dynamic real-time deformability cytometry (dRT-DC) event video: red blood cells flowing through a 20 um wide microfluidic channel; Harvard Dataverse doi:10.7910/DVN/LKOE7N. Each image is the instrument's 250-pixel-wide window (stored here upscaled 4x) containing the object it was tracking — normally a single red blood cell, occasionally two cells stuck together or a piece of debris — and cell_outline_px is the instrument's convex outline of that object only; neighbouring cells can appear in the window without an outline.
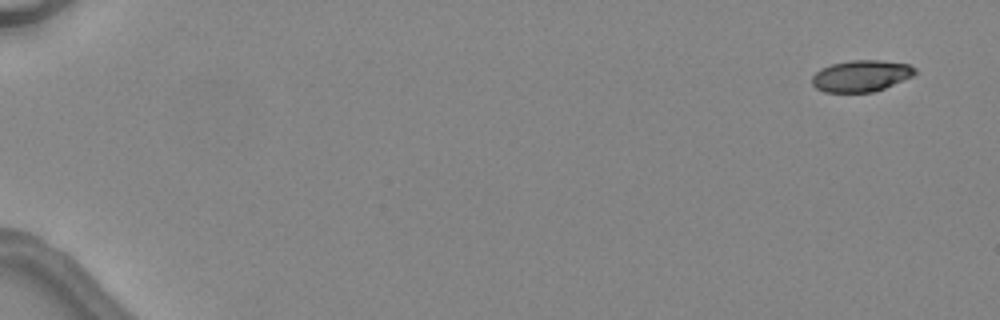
{"species": "common noctule bat (a hibernating species)", "species_latin": "Nyctalus noctula", "temperature_condition": "warm", "stored_images_in_passage": 5, "segment_of_instrument_passage": [1, 2], "camera_frame_rate_fps": 3000, "um_per_image_px": 0.085, "animal": {"sex": "female", "body_mass_g": 24.6, "forearm_length_mm": 56.2}, "frame": {"image": 1, "passage_image": 1, "time_ms": 0.0, "image_size_px": [1000, 320], "cell_outline_px": [[916, 72], [912, 76], [884, 88], [872, 92], [824, 92], [816, 88], [812, 84], [812, 76], [820, 68], [832, 64], [852, 60], [880, 60], [908, 64], [916, 68]], "centroid_in_image_um": [73.17, 6.45], "position_along_channel_um": 11.8, "area_um2": 18.79}}
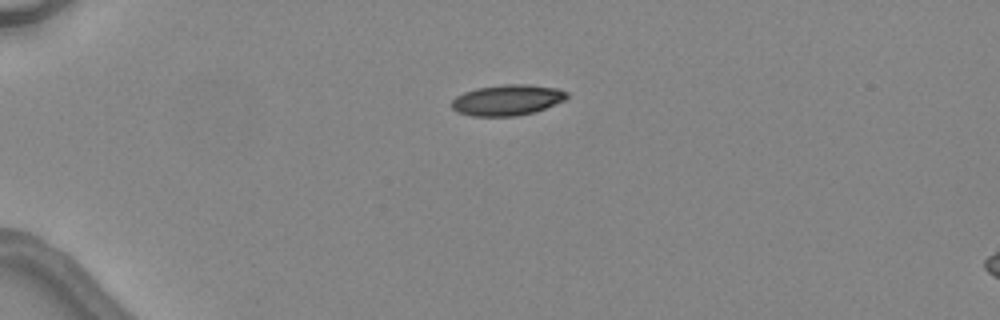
{"frame": {"image": 2, "passage_image": 4, "time_ms": 3.667, "image_size_px": [1000, 320], "cell_outline_px": [[568, 96], [564, 100], [536, 112], [516, 116], [472, 116], [456, 112], [452, 108], [452, 100], [456, 96], [464, 92], [476, 88], [504, 84], [528, 84], [556, 88], [568, 92]], "centroid_in_image_um": [43.11, 8.5], "position_along_channel_um": 41.9, "area_um2": 20.75}}